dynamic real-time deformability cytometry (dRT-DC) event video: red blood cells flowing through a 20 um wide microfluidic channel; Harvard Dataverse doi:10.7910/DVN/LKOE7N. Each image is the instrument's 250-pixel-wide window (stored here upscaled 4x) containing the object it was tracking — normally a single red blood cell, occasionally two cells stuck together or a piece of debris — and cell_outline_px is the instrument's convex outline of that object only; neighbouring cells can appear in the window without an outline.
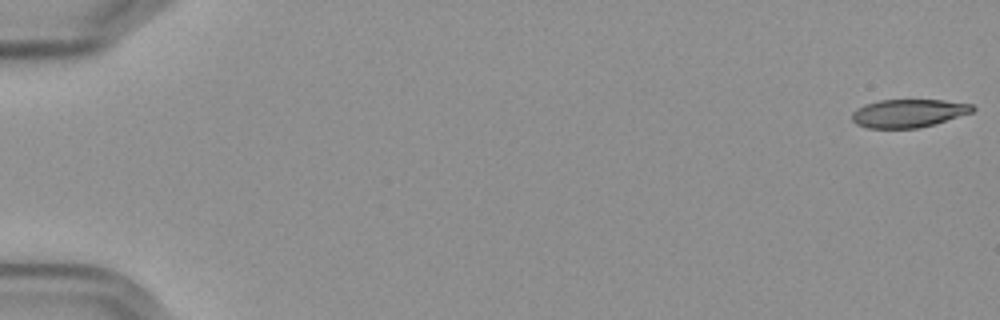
{"species": "Egyptian fruit bat (a non-hibernating species)", "species_latin": "Rousettus aegyptiacus", "temperature_condition": "cold", "stored_images_in_passage": 57, "camera_frame_rate_fps": 3000, "um_per_image_px": 0.085, "frame": {"image": 1, "passage_image": 1, "time_ms": 0.0, "image_size_px": [1000, 320], "cell_outline_px": [[976, 108], [972, 112], [920, 128], [868, 128], [856, 124], [852, 120], [852, 112], [856, 108], [864, 104], [880, 100], [944, 100], [972, 104]], "centroid_in_image_um": [77.19, 9.62], "position_along_channel_um": 7.8, "area_um2": 19.77}}
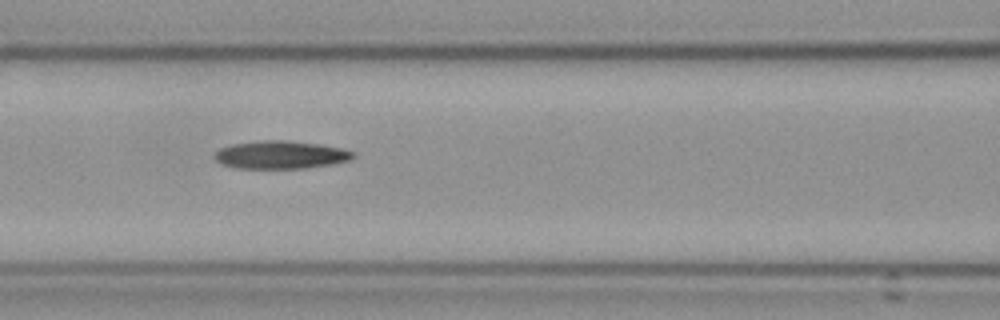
{"frame": {"image": 2, "passage_image": 26, "time_ms": 8.333, "image_size_px": [1000, 320], "cell_outline_px": [[356, 156], [348, 160], [332, 164], [304, 168], [236, 168], [224, 164], [216, 160], [212, 156], [220, 148], [232, 144], [260, 140], [288, 140], [316, 144], [340, 148], [352, 152]], "centroid_in_image_um": [23.81, 13.15], "position_along_channel_um": 142.8, "area_um2": 22.31}}
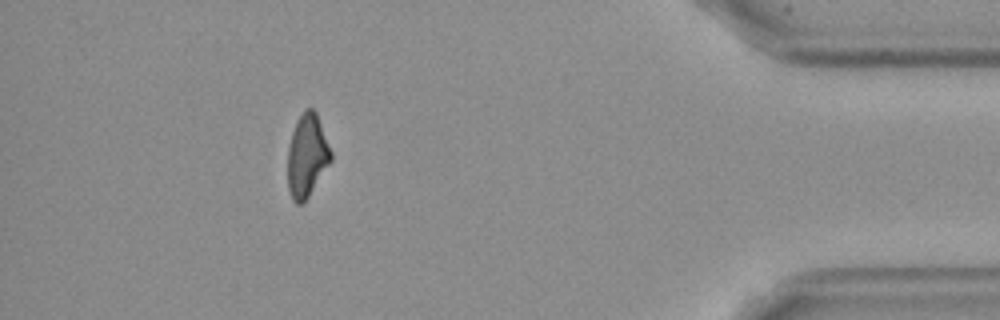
{"frame": {"image": 3, "passage_image": 52, "time_ms": 17.0, "image_size_px": [1000, 320], "cell_outline_px": [[332, 160], [308, 196], [300, 204], [296, 204], [292, 200], [288, 188], [288, 148], [292, 132], [304, 108], [312, 108], [316, 112], [332, 152]], "centroid_in_image_um": [26.1, 13.23], "position_along_channel_um": 409.1, "area_um2": 20.63}, "authors_computed_cell_mechanics": {"area_um2": 21.9062, "velocity_mm_per_s": 3.6033, "shape_relaxation_time_tau1_ms": null, "shape_relaxation_time_tau2_ms": 10.8235, "deformation_change_tau1": null, "deformation_change_tau2": 0.2374}}